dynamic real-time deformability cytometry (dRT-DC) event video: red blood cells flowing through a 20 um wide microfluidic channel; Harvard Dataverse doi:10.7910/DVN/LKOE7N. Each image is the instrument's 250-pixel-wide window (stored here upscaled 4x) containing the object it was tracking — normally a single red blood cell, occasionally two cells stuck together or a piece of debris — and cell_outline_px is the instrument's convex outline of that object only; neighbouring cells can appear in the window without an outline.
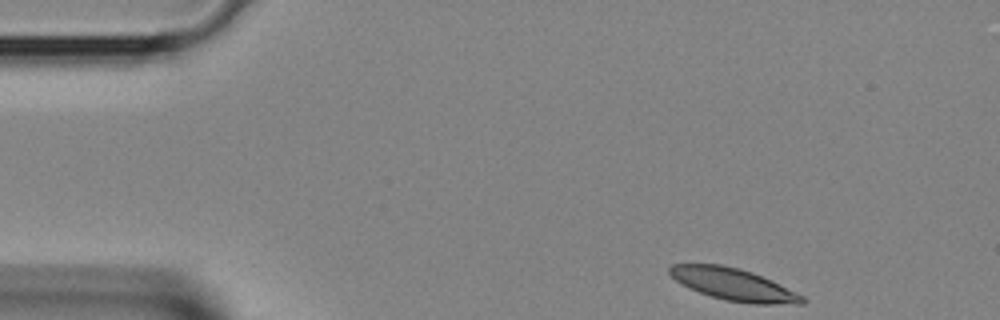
{"species": "Egyptian fruit bat (a non-hibernating species)", "species_latin": "Rousettus aegyptiacus", "temperature_condition": "room temperature", "stored_images_in_passage": 35, "camera_frame_rate_fps": 3000, "um_per_image_px": 0.085, "animal": {"sex": "female"}, "frame": {"image": 1, "passage_image": 1, "time_ms": 0.0, "image_size_px": [1000, 320], "cell_outline_px": [[808, 300], [804, 304], [748, 304], [724, 300], [688, 288], [680, 284], [668, 272], [668, 268], [672, 264], [720, 264], [752, 272], [796, 292], [804, 296]], "centroid_in_image_um": [62.35, 24.19], "position_along_channel_um": 22.6, "area_um2": 24.74}}
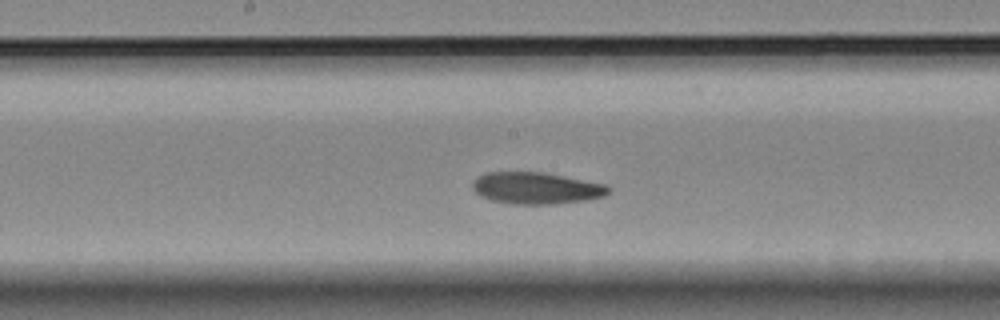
{"frame": {"image": 2, "passage_image": 16, "time_ms": 5.0, "image_size_px": [1000, 320], "cell_outline_px": [[612, 188], [604, 196], [584, 200], [556, 204], [512, 204], [492, 200], [480, 196], [472, 188], [472, 180], [488, 172], [540, 172], [608, 184]], "centroid_in_image_um": [45.59, 15.99], "position_along_channel_um": 202.6, "area_um2": 25.09}}
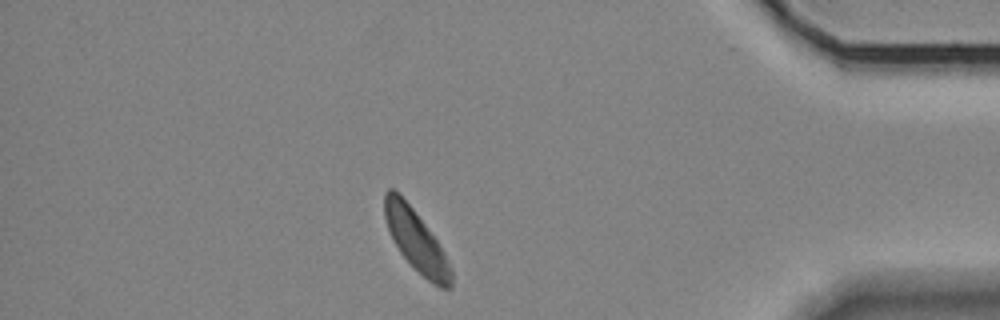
{"frame": {"image": 3, "passage_image": 30, "time_ms": 9.667, "image_size_px": [1000, 320], "cell_outline_px": [[452, 288], [440, 288], [432, 284], [400, 252], [392, 240], [384, 216], [384, 192], [388, 188], [392, 188], [412, 208], [436, 240], [452, 272]], "centroid_in_image_um": [35.34, 20.45], "position_along_channel_um": 399.9, "area_um2": 22.89}}